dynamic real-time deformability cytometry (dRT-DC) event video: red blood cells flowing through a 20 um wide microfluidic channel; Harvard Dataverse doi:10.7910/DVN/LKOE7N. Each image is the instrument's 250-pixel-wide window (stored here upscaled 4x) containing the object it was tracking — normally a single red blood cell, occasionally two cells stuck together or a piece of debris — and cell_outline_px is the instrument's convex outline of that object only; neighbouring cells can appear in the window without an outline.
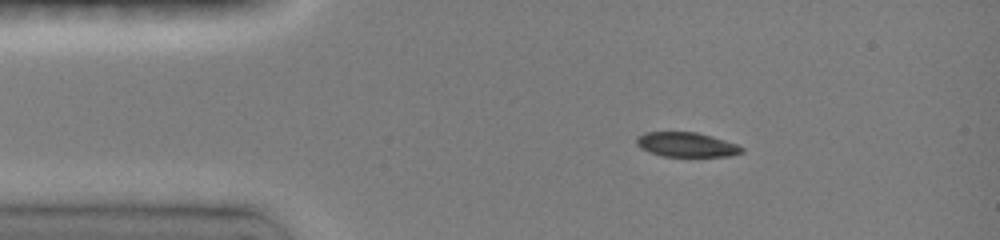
{"species": "common noctule bat (a hibernating species)", "species_latin": "Nyctalus noctula", "temperature_condition": "room temperature", "stored_images_in_passage": 45, "camera_frame_rate_fps": 3000, "um_per_image_px": 0.085, "animal": {"sex": "female", "body_mass_g": 19.0, "forearm_length_mm": 51.5}, "frame": {"image": 1, "passage_image": 1, "time_ms": 0.0, "image_size_px": [1000, 240], "cell_outline_px": [[744, 152], [732, 156], [664, 156], [640, 148], [636, 144], [636, 136], [644, 132], [696, 132], [712, 136], [736, 144], [744, 148]], "centroid_in_image_um": [58.35, 12.29], "position_along_channel_um": 26.6, "area_um2": 15.03}}
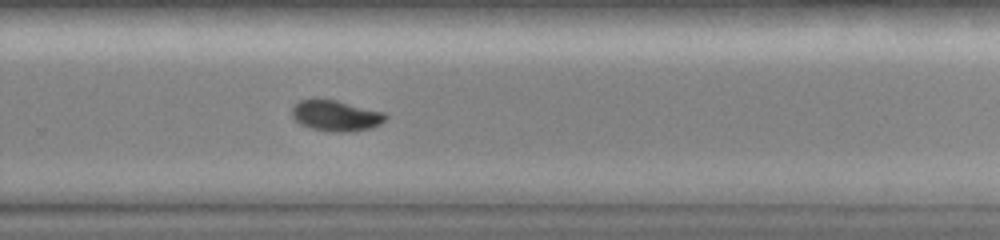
{"frame": {"image": 2, "passage_image": 26, "time_ms": 8.0, "image_size_px": [1000, 240], "cell_outline_px": [[388, 116], [380, 124], [372, 128], [348, 132], [332, 132], [312, 128], [300, 124], [292, 116], [292, 108], [300, 100], [316, 96], [336, 100], [384, 112]], "centroid_in_image_um": [28.53, 9.8], "position_along_channel_um": 301.3, "area_um2": 17.11}}
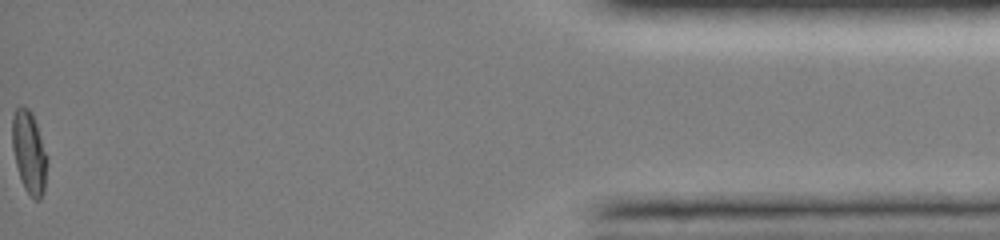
{"frame": {"image": 3, "passage_image": 44, "time_ms": 13.333, "image_size_px": [1000, 240], "cell_outline_px": [[48, 160], [44, 192], [40, 200], [32, 200], [24, 188], [16, 164], [12, 148], [12, 116], [16, 108], [20, 104], [28, 108], [32, 112], [48, 156]], "centroid_in_image_um": [2.49, 12.95], "position_along_channel_um": 432.7, "area_um2": 17.11}, "authors_computed_cell_mechanics": {"area_um2": 16.8198, "velocity_mm_per_s": 4.039, "shape_relaxation_time_tau1_ms": 3.5539, "shape_relaxation_time_tau2_ms": null, "deformation_change_tau1": 0.1549, "deformation_change_tau2": null}}